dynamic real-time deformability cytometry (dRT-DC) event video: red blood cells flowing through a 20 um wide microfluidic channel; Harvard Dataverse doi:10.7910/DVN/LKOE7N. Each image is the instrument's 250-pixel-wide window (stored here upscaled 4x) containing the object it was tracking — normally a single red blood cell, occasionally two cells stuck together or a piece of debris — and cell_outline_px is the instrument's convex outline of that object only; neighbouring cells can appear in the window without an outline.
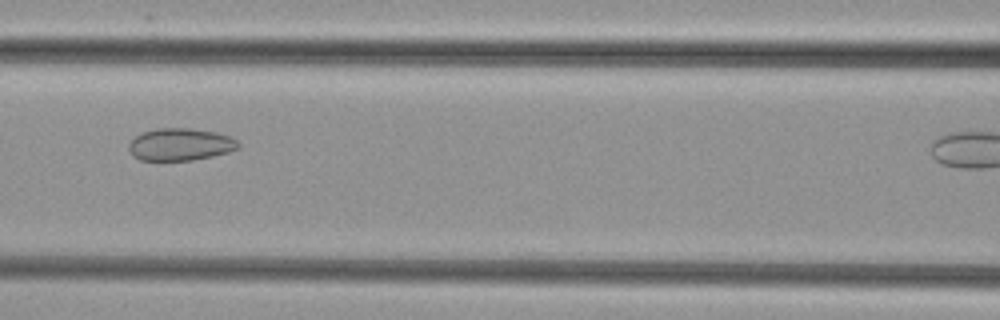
{"species": "common noctule bat (a hibernating species)", "species_latin": "Nyctalus noctula", "temperature_condition": "cold", "stored_images_in_passage": 32, "camera_frame_rate_fps": 3000, "um_per_image_px": 0.085, "animal": {"sex": "female", "body_mass_g": 29.2, "forearm_length_mm": 56.3}, "frame": {"image": 1, "passage_image": 13, "time_ms": 4.0, "image_size_px": [1000, 320], "cell_outline_px": [[240, 148], [228, 152], [212, 156], [192, 160], [140, 160], [132, 156], [128, 148], [128, 144], [140, 132], [156, 128], [188, 128], [216, 132], [228, 136], [236, 140], [240, 144]], "centroid_in_image_um": [15.3, 12.27], "position_along_channel_um": 151.3, "area_um2": 20.69}}
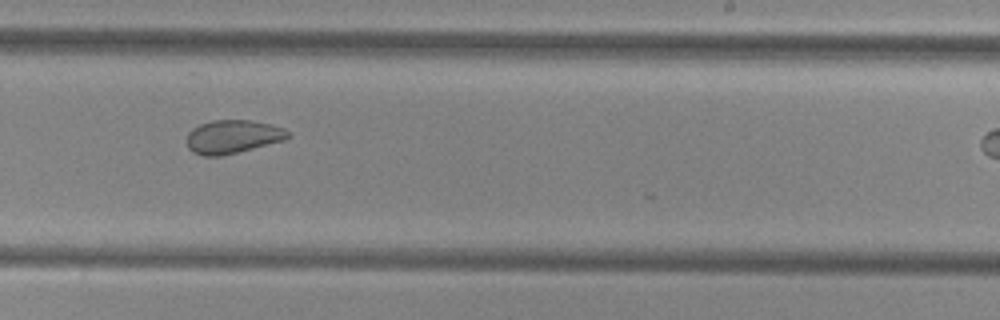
{"frame": {"image": 2, "passage_image": 22, "time_ms": 7.0, "image_size_px": [1000, 320], "cell_outline_px": [[292, 136], [284, 140], [220, 156], [204, 156], [192, 152], [188, 148], [188, 132], [192, 128], [200, 124], [212, 120], [248, 120], [268, 124], [284, 128], [292, 132]], "centroid_in_image_um": [19.79, 11.61], "position_along_channel_um": 269.2, "area_um2": 19.59}}
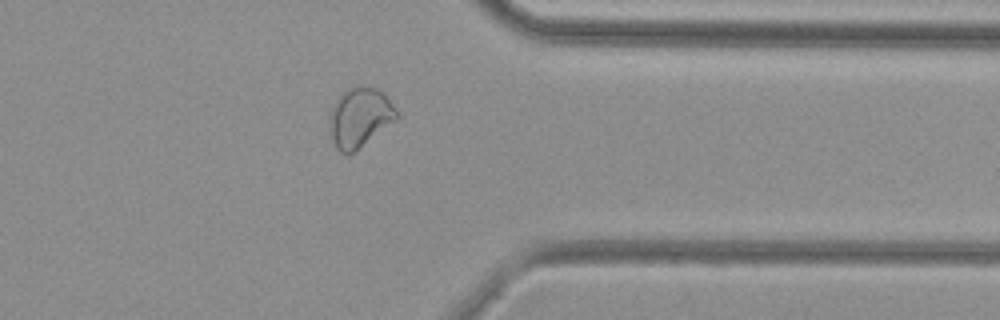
{"frame": {"image": 3, "passage_image": 31, "time_ms": 10.0, "image_size_px": [1000, 320], "cell_outline_px": [[400, 116], [396, 120], [352, 152], [340, 152], [336, 148], [328, 124], [328, 116], [336, 100], [348, 88], [356, 84], [368, 84], [384, 92], [400, 112]], "centroid_in_image_um": [30.61, 9.9], "position_along_channel_um": 380.8, "area_um2": 23.41}}